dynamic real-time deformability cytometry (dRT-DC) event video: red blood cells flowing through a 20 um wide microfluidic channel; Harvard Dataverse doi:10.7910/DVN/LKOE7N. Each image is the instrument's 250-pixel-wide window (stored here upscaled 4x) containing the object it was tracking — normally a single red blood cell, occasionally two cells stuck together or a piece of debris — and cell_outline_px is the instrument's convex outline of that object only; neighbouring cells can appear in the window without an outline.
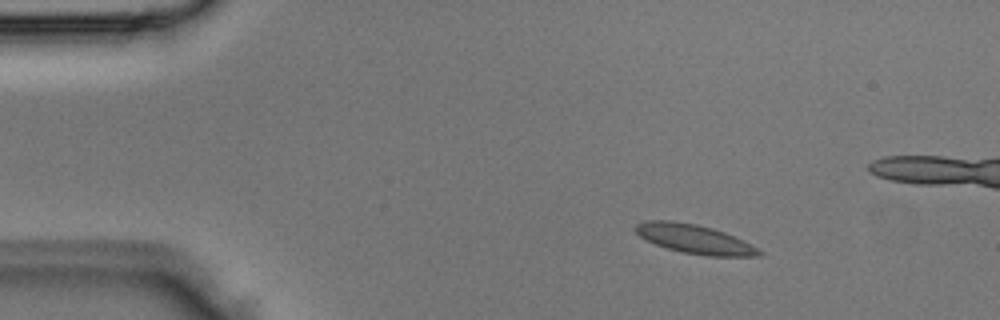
{"species": "Egyptian fruit bat (a non-hibernating species)", "species_latin": "Rousettus aegyptiacus", "temperature_condition": "room temperature", "stored_images_in_passage": 3, "camera_frame_rate_fps": 3000, "um_per_image_px": 0.085, "animal": {"sex": "male"}, "frame": {"image": 1, "passage_image": 1, "time_ms": 0.0, "image_size_px": [1000, 320], "cell_outline_px": [[764, 252], [760, 256], [708, 256], [680, 252], [656, 244], [640, 236], [632, 228], [636, 224], [644, 220], [668, 220], [696, 224], [712, 228], [724, 232]], "centroid_in_image_um": [58.97, 20.31], "position_along_channel_um": 26.0, "area_um2": 20.63}}